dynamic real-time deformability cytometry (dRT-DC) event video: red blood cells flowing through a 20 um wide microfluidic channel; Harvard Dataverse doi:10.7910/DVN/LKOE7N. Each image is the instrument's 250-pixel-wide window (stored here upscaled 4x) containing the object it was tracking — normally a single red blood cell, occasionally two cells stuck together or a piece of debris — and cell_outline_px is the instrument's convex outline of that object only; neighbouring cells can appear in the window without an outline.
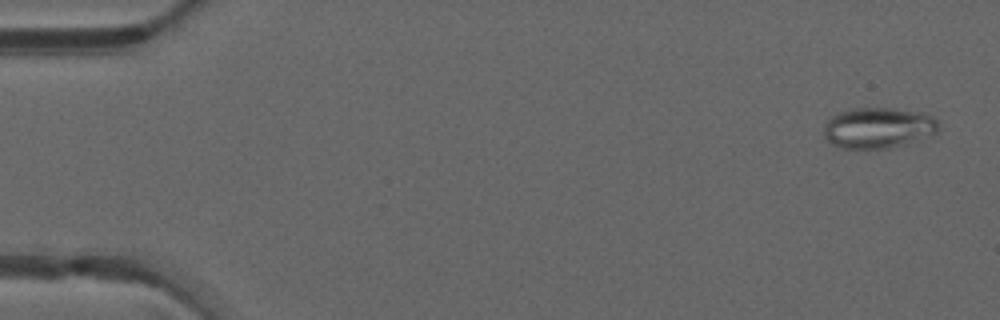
{"species": "common noctule bat (a hibernating species)", "species_latin": "Nyctalus noctula", "temperature_condition": "warm", "stored_images_in_passage": 49, "camera_frame_rate_fps": 3000, "um_per_image_px": 0.085, "animal": {"sex": "male", "forearm_length_mm": 52.5}, "frame": {"image": 1, "passage_image": 2, "time_ms": 0.333, "image_size_px": [1000, 320], "cell_outline_px": [[940, 132], [904, 144], [888, 148], [864, 152], [840, 148], [832, 144], [824, 136], [824, 124], [832, 116], [840, 112], [852, 108], [892, 108], [920, 112], [932, 116], [936, 120], [940, 128]], "centroid_in_image_um": [74.62, 10.91], "position_along_channel_um": 10.4, "area_um2": 27.92}}
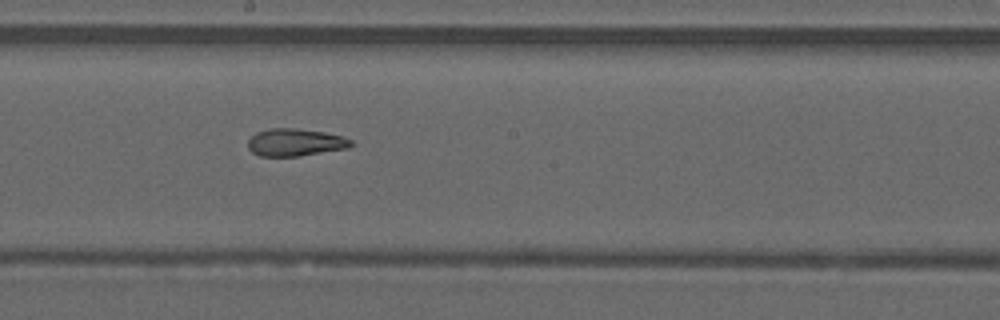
{"frame": {"image": 2, "passage_image": 27, "time_ms": 8.667, "image_size_px": [1000, 320], "cell_outline_px": [[352, 144], [348, 148], [300, 156], [260, 156], [252, 152], [248, 148], [248, 140], [256, 132], [268, 128], [296, 128], [324, 132], [344, 136], [352, 140]], "centroid_in_image_um": [25.09, 12.09], "position_along_channel_um": 223.1, "area_um2": 16.59}}
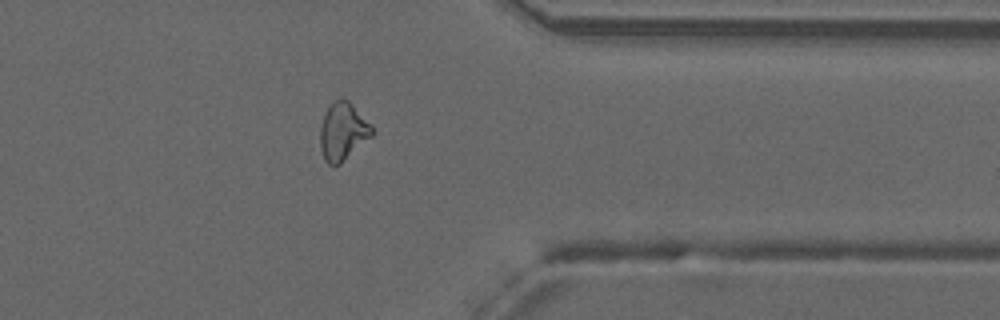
{"frame": {"image": 3, "passage_image": 39, "time_ms": 12.667, "image_size_px": [1000, 320], "cell_outline_px": [[372, 136], [340, 164], [328, 164], [324, 160], [320, 148], [320, 128], [324, 112], [332, 100], [340, 96], [348, 100], [372, 124]], "centroid_in_image_um": [29.12, 11.13], "position_along_channel_um": 382.3, "area_um2": 17.69}, "authors_computed_cell_mechanics": {"area_um2": 18.7272, "velocity_mm_per_s": 4.2255, "shape_relaxation_time_tau1_ms": null, "shape_relaxation_time_tau2_ms": 2.3414, "deformation_change_tau1": null, "deformation_change_tau2": 0.1046}}